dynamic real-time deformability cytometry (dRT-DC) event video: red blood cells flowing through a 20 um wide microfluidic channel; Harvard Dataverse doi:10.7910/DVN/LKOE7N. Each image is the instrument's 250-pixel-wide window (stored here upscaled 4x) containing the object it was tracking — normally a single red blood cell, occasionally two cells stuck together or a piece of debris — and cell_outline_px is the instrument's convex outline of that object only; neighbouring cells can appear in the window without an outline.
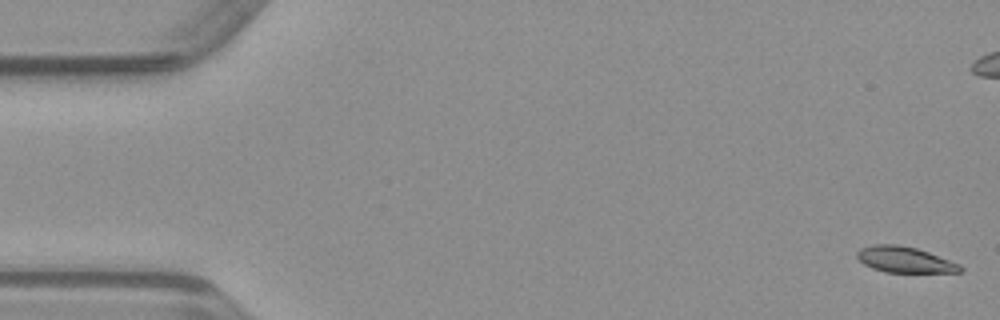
{"species": "common noctule bat (a hibernating species)", "species_latin": "Nyctalus noctula", "temperature_condition": "warm", "stored_images_in_passage": 50, "camera_frame_rate_fps": 3000, "um_per_image_px": 0.085, "animal": {"sex": "male", "body_mass_g": 23.1, "forearm_length_mm": 52.7}, "frame": {"image": 1, "passage_image": 1, "time_ms": 0.0, "image_size_px": [1000, 320], "cell_outline_px": [[964, 268], [960, 272], [884, 272], [872, 268], [864, 264], [856, 256], [856, 252], [860, 248], [872, 244], [896, 244], [916, 248], [928, 252], [960, 264]], "centroid_in_image_um": [76.87, 22.06], "position_along_channel_um": 8.1, "area_um2": 15.55}}
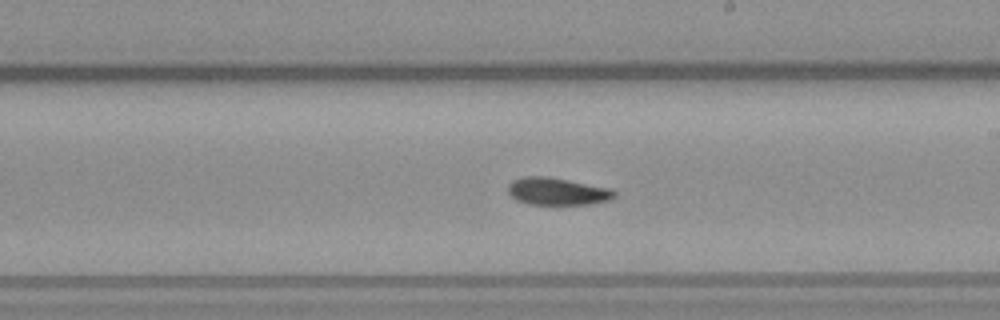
{"frame": {"image": 2, "passage_image": 28, "time_ms": 9.0, "image_size_px": [1000, 320], "cell_outline_px": [[616, 196], [608, 200], [592, 204], [528, 204], [516, 200], [508, 192], [508, 184], [512, 180], [524, 176], [548, 176], [612, 188], [616, 192]], "centroid_in_image_um": [47.37, 16.26], "position_along_channel_um": 241.6, "area_um2": 17.11}}
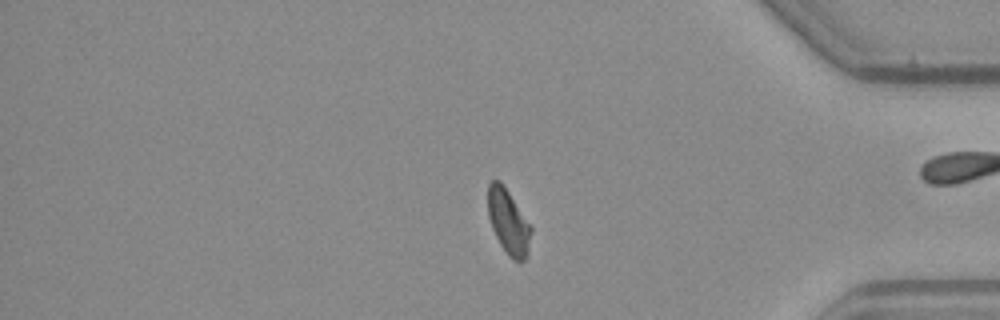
{"frame": {"image": 3, "passage_image": 41, "time_ms": 13.333, "image_size_px": [1000, 320], "cell_outline_px": [[532, 232], [528, 256], [520, 264], [512, 260], [508, 256], [500, 244], [492, 228], [488, 216], [488, 184], [492, 180], [500, 180], [532, 228]], "centroid_in_image_um": [43.22, 18.92], "position_along_channel_um": 392.0, "area_um2": 16.36}}